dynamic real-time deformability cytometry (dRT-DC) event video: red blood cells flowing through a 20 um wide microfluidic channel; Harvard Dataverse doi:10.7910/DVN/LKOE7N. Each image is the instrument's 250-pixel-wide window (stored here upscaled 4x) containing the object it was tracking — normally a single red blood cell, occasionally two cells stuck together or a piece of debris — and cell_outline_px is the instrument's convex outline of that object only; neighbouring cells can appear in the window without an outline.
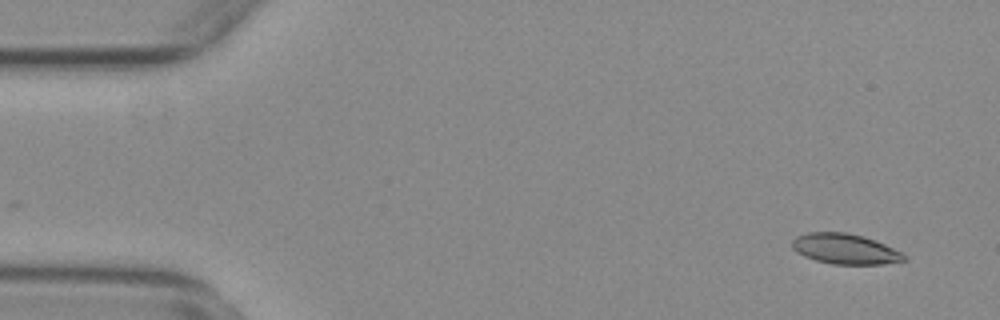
{"species": "common noctule bat (a hibernating species)", "species_latin": "Nyctalus noctula", "temperature_condition": "warm", "stored_images_in_passage": 57, "camera_frame_rate_fps": 3000, "um_per_image_px": 0.085, "animal": {"sex": "female", "body_mass_g": 29.2, "forearm_length_mm": 56.3}, "frame": {"image": 1, "passage_image": 4, "time_ms": 1.0, "image_size_px": [1000, 320], "cell_outline_px": [[908, 260], [884, 264], [832, 264], [816, 260], [804, 256], [796, 252], [792, 248], [792, 240], [796, 236], [808, 232], [848, 232], [864, 236], [884, 244], [900, 252]], "centroid_in_image_um": [71.8, 21.15], "position_along_channel_um": 13.2, "area_um2": 19.77}}
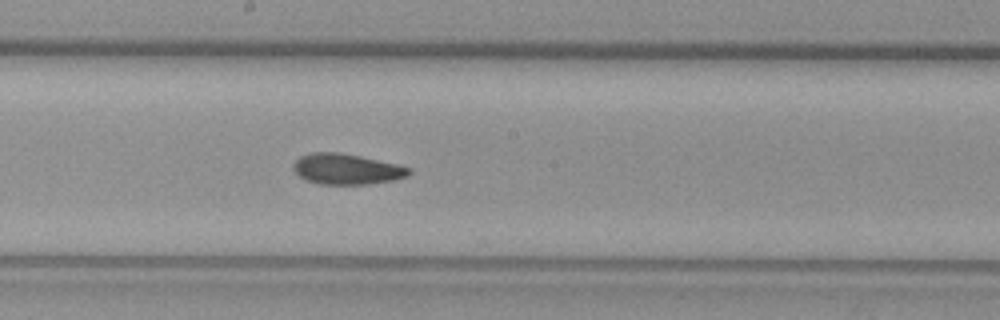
{"frame": {"image": 2, "passage_image": 30, "time_ms": 9.667, "image_size_px": [1000, 320], "cell_outline_px": [[412, 172], [408, 176], [396, 180], [368, 184], [320, 184], [304, 180], [292, 168], [292, 164], [300, 156], [312, 152], [336, 152], [360, 156], [396, 164], [412, 168]], "centroid_in_image_um": [29.47, 14.38], "position_along_channel_um": 218.7, "area_um2": 20.75}}
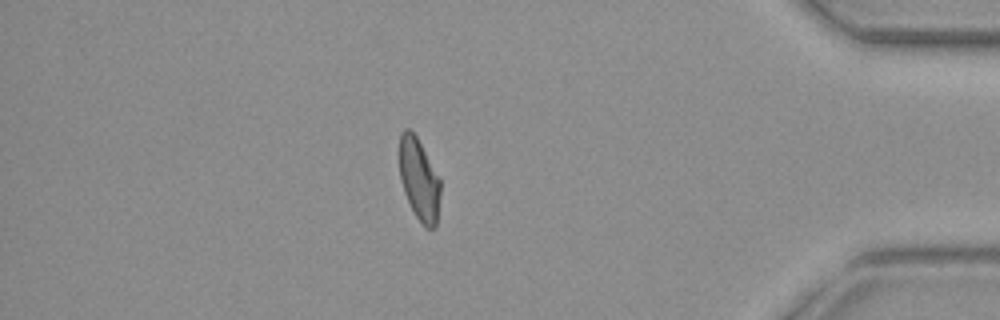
{"frame": {"image": 3, "passage_image": 48, "time_ms": 15.667, "image_size_px": [1000, 320], "cell_outline_px": [[440, 196], [436, 228], [424, 228], [416, 216], [404, 192], [400, 180], [400, 132], [404, 128], [408, 128], [416, 136], [440, 180]], "centroid_in_image_um": [35.62, 15.29], "position_along_channel_um": 399.6, "area_um2": 19.31}, "authors_computed_cell_mechanics": {"area_um2": 20.5768, "velocity_mm_per_s": 3.7265, "shape_relaxation_time_tau1_ms": 10.2535, "shape_relaxation_time_tau2_ms": 3.3135, "deformation_change_tau1": 0.2138, "deformation_change_tau2": 0.0971}}